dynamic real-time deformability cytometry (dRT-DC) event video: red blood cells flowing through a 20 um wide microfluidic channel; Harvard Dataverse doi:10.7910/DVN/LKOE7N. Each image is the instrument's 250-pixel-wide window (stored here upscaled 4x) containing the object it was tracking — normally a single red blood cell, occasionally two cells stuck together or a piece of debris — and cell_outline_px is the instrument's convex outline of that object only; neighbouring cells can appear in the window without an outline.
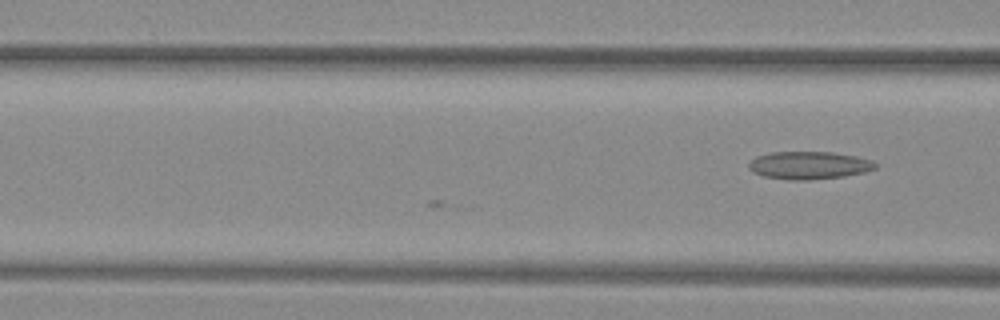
{"species": "common noctule bat (a hibernating species)", "species_latin": "Nyctalus noctula", "temperature_condition": "warm", "stored_images_in_passage": 4, "camera_frame_rate_fps": 3000, "um_per_image_px": 0.085, "animal": {"sex": "female", "body_mass_g": 29.2, "forearm_length_mm": 56.3}, "frame": {"image": 1, "passage_image": 4, "time_ms": 1.0, "image_size_px": [1000, 320], "cell_outline_px": [[876, 168], [864, 172], [844, 176], [808, 180], [788, 180], [764, 176], [752, 172], [748, 168], [748, 164], [756, 156], [772, 152], [832, 152], [856, 156], [872, 160], [876, 164]], "centroid_in_image_um": [68.75, 14.05], "position_along_channel_um": 97.9, "area_um2": 20.46}}